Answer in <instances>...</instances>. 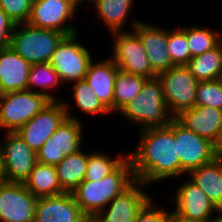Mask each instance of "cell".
<instances>
[{"label": "cell", "instance_id": "obj_1", "mask_svg": "<svg viewBox=\"0 0 222 222\" xmlns=\"http://www.w3.org/2000/svg\"><path fill=\"white\" fill-rule=\"evenodd\" d=\"M140 132L139 145L127 154L135 180L148 186L157 181L181 177L174 119L168 127L147 128Z\"/></svg>", "mask_w": 222, "mask_h": 222}, {"label": "cell", "instance_id": "obj_2", "mask_svg": "<svg viewBox=\"0 0 222 222\" xmlns=\"http://www.w3.org/2000/svg\"><path fill=\"white\" fill-rule=\"evenodd\" d=\"M132 163L127 157L112 173L100 181H83L72 192L81 211L95 218L118 195L135 182Z\"/></svg>", "mask_w": 222, "mask_h": 222}, {"label": "cell", "instance_id": "obj_3", "mask_svg": "<svg viewBox=\"0 0 222 222\" xmlns=\"http://www.w3.org/2000/svg\"><path fill=\"white\" fill-rule=\"evenodd\" d=\"M118 113L133 124H139L140 130L168 127L174 119L166 105L162 84L158 77L146 79L139 94Z\"/></svg>", "mask_w": 222, "mask_h": 222}, {"label": "cell", "instance_id": "obj_4", "mask_svg": "<svg viewBox=\"0 0 222 222\" xmlns=\"http://www.w3.org/2000/svg\"><path fill=\"white\" fill-rule=\"evenodd\" d=\"M64 36L62 32L37 28L28 23L16 24L9 46L30 64L49 63Z\"/></svg>", "mask_w": 222, "mask_h": 222}, {"label": "cell", "instance_id": "obj_5", "mask_svg": "<svg viewBox=\"0 0 222 222\" xmlns=\"http://www.w3.org/2000/svg\"><path fill=\"white\" fill-rule=\"evenodd\" d=\"M50 102L45 95L31 90L3 93L0 98L1 129L16 133Z\"/></svg>", "mask_w": 222, "mask_h": 222}, {"label": "cell", "instance_id": "obj_6", "mask_svg": "<svg viewBox=\"0 0 222 222\" xmlns=\"http://www.w3.org/2000/svg\"><path fill=\"white\" fill-rule=\"evenodd\" d=\"M166 105L175 118L195 106L198 81L186 65L173 66L157 74Z\"/></svg>", "mask_w": 222, "mask_h": 222}, {"label": "cell", "instance_id": "obj_7", "mask_svg": "<svg viewBox=\"0 0 222 222\" xmlns=\"http://www.w3.org/2000/svg\"><path fill=\"white\" fill-rule=\"evenodd\" d=\"M78 34L76 32L65 35L49 61L64 83L84 80L88 67L94 60L89 50L84 45L78 44Z\"/></svg>", "mask_w": 222, "mask_h": 222}, {"label": "cell", "instance_id": "obj_8", "mask_svg": "<svg viewBox=\"0 0 222 222\" xmlns=\"http://www.w3.org/2000/svg\"><path fill=\"white\" fill-rule=\"evenodd\" d=\"M113 35V62L124 72L145 77L155 78L157 74L152 70L146 50L138 36L131 28V31H119L111 33Z\"/></svg>", "mask_w": 222, "mask_h": 222}, {"label": "cell", "instance_id": "obj_9", "mask_svg": "<svg viewBox=\"0 0 222 222\" xmlns=\"http://www.w3.org/2000/svg\"><path fill=\"white\" fill-rule=\"evenodd\" d=\"M0 142L3 177L6 182L24 183L37 164V153L16 133H5Z\"/></svg>", "mask_w": 222, "mask_h": 222}, {"label": "cell", "instance_id": "obj_10", "mask_svg": "<svg viewBox=\"0 0 222 222\" xmlns=\"http://www.w3.org/2000/svg\"><path fill=\"white\" fill-rule=\"evenodd\" d=\"M174 138L181 165V176L212 162L216 156V146L185 128L174 118Z\"/></svg>", "mask_w": 222, "mask_h": 222}, {"label": "cell", "instance_id": "obj_11", "mask_svg": "<svg viewBox=\"0 0 222 222\" xmlns=\"http://www.w3.org/2000/svg\"><path fill=\"white\" fill-rule=\"evenodd\" d=\"M66 118L63 101H51L16 134L37 153Z\"/></svg>", "mask_w": 222, "mask_h": 222}, {"label": "cell", "instance_id": "obj_12", "mask_svg": "<svg viewBox=\"0 0 222 222\" xmlns=\"http://www.w3.org/2000/svg\"><path fill=\"white\" fill-rule=\"evenodd\" d=\"M76 11L77 8L67 0H33L27 23L37 28L71 35L78 30L75 25H68L67 22L75 17Z\"/></svg>", "mask_w": 222, "mask_h": 222}, {"label": "cell", "instance_id": "obj_13", "mask_svg": "<svg viewBox=\"0 0 222 222\" xmlns=\"http://www.w3.org/2000/svg\"><path fill=\"white\" fill-rule=\"evenodd\" d=\"M36 202L24 183H0V222H34Z\"/></svg>", "mask_w": 222, "mask_h": 222}, {"label": "cell", "instance_id": "obj_14", "mask_svg": "<svg viewBox=\"0 0 222 222\" xmlns=\"http://www.w3.org/2000/svg\"><path fill=\"white\" fill-rule=\"evenodd\" d=\"M147 185L135 181L122 194L116 196L95 219L98 222H134L142 208L152 199L142 187ZM107 210V211H106Z\"/></svg>", "mask_w": 222, "mask_h": 222}, {"label": "cell", "instance_id": "obj_15", "mask_svg": "<svg viewBox=\"0 0 222 222\" xmlns=\"http://www.w3.org/2000/svg\"><path fill=\"white\" fill-rule=\"evenodd\" d=\"M131 23L133 30L138 34L146 50L149 64L156 74L169 70L175 66L172 63L167 49V29L165 30L164 27L148 24V22H142L139 19Z\"/></svg>", "mask_w": 222, "mask_h": 222}, {"label": "cell", "instance_id": "obj_16", "mask_svg": "<svg viewBox=\"0 0 222 222\" xmlns=\"http://www.w3.org/2000/svg\"><path fill=\"white\" fill-rule=\"evenodd\" d=\"M173 196L175 210L184 217L198 222H209L220 211L206 194L188 179L178 186Z\"/></svg>", "mask_w": 222, "mask_h": 222}, {"label": "cell", "instance_id": "obj_17", "mask_svg": "<svg viewBox=\"0 0 222 222\" xmlns=\"http://www.w3.org/2000/svg\"><path fill=\"white\" fill-rule=\"evenodd\" d=\"M175 119L185 128L206 138L215 146L221 138L222 110L220 109L195 105L193 108L181 112Z\"/></svg>", "mask_w": 222, "mask_h": 222}, {"label": "cell", "instance_id": "obj_18", "mask_svg": "<svg viewBox=\"0 0 222 222\" xmlns=\"http://www.w3.org/2000/svg\"><path fill=\"white\" fill-rule=\"evenodd\" d=\"M87 218L70 192L37 198L34 222H84Z\"/></svg>", "mask_w": 222, "mask_h": 222}, {"label": "cell", "instance_id": "obj_19", "mask_svg": "<svg viewBox=\"0 0 222 222\" xmlns=\"http://www.w3.org/2000/svg\"><path fill=\"white\" fill-rule=\"evenodd\" d=\"M31 64L10 46L0 50V92L27 90Z\"/></svg>", "mask_w": 222, "mask_h": 222}, {"label": "cell", "instance_id": "obj_20", "mask_svg": "<svg viewBox=\"0 0 222 222\" xmlns=\"http://www.w3.org/2000/svg\"><path fill=\"white\" fill-rule=\"evenodd\" d=\"M119 68L110 58L100 62H91L84 80L94 89L95 95L112 113L114 83Z\"/></svg>", "mask_w": 222, "mask_h": 222}, {"label": "cell", "instance_id": "obj_21", "mask_svg": "<svg viewBox=\"0 0 222 222\" xmlns=\"http://www.w3.org/2000/svg\"><path fill=\"white\" fill-rule=\"evenodd\" d=\"M188 176L212 204L222 211V158L216 157L212 162L190 171Z\"/></svg>", "mask_w": 222, "mask_h": 222}, {"label": "cell", "instance_id": "obj_22", "mask_svg": "<svg viewBox=\"0 0 222 222\" xmlns=\"http://www.w3.org/2000/svg\"><path fill=\"white\" fill-rule=\"evenodd\" d=\"M24 184L36 198L65 193L61 188L56 167L40 162H37Z\"/></svg>", "mask_w": 222, "mask_h": 222}, {"label": "cell", "instance_id": "obj_23", "mask_svg": "<svg viewBox=\"0 0 222 222\" xmlns=\"http://www.w3.org/2000/svg\"><path fill=\"white\" fill-rule=\"evenodd\" d=\"M95 12L107 26V30L114 32L124 31L125 23L134 8V0H91Z\"/></svg>", "mask_w": 222, "mask_h": 222}, {"label": "cell", "instance_id": "obj_24", "mask_svg": "<svg viewBox=\"0 0 222 222\" xmlns=\"http://www.w3.org/2000/svg\"><path fill=\"white\" fill-rule=\"evenodd\" d=\"M88 163V154L81 149L66 156L55 167L61 188L65 192H72L84 181Z\"/></svg>", "mask_w": 222, "mask_h": 222}, {"label": "cell", "instance_id": "obj_25", "mask_svg": "<svg viewBox=\"0 0 222 222\" xmlns=\"http://www.w3.org/2000/svg\"><path fill=\"white\" fill-rule=\"evenodd\" d=\"M186 66L198 82L222 78V42L214 49L192 57Z\"/></svg>", "mask_w": 222, "mask_h": 222}, {"label": "cell", "instance_id": "obj_26", "mask_svg": "<svg viewBox=\"0 0 222 222\" xmlns=\"http://www.w3.org/2000/svg\"><path fill=\"white\" fill-rule=\"evenodd\" d=\"M70 103L63 102L66 109L67 118L61 123L57 129L58 144L61 152L66 156L76 153L81 148L83 142V125L79 118L71 115Z\"/></svg>", "mask_w": 222, "mask_h": 222}, {"label": "cell", "instance_id": "obj_27", "mask_svg": "<svg viewBox=\"0 0 222 222\" xmlns=\"http://www.w3.org/2000/svg\"><path fill=\"white\" fill-rule=\"evenodd\" d=\"M60 83H63L60 76L49 63L31 64L27 90L45 95L51 101H58L56 95H53L54 93H51L50 90H54V88L56 90ZM34 87H41L42 90L35 91Z\"/></svg>", "mask_w": 222, "mask_h": 222}, {"label": "cell", "instance_id": "obj_28", "mask_svg": "<svg viewBox=\"0 0 222 222\" xmlns=\"http://www.w3.org/2000/svg\"><path fill=\"white\" fill-rule=\"evenodd\" d=\"M145 80V77L118 70L114 83L113 113L139 94Z\"/></svg>", "mask_w": 222, "mask_h": 222}, {"label": "cell", "instance_id": "obj_29", "mask_svg": "<svg viewBox=\"0 0 222 222\" xmlns=\"http://www.w3.org/2000/svg\"><path fill=\"white\" fill-rule=\"evenodd\" d=\"M185 34L191 56L195 57L204 52L214 49L222 42V35L219 31H213L199 26L181 27Z\"/></svg>", "mask_w": 222, "mask_h": 222}, {"label": "cell", "instance_id": "obj_30", "mask_svg": "<svg viewBox=\"0 0 222 222\" xmlns=\"http://www.w3.org/2000/svg\"><path fill=\"white\" fill-rule=\"evenodd\" d=\"M72 95L75 106L85 114L107 115L111 112L102 104L95 95L94 89L85 81L80 80L72 84Z\"/></svg>", "mask_w": 222, "mask_h": 222}, {"label": "cell", "instance_id": "obj_31", "mask_svg": "<svg viewBox=\"0 0 222 222\" xmlns=\"http://www.w3.org/2000/svg\"><path fill=\"white\" fill-rule=\"evenodd\" d=\"M128 155H118L116 158L110 157L107 153H88L87 170L84 181H100L112 173Z\"/></svg>", "mask_w": 222, "mask_h": 222}, {"label": "cell", "instance_id": "obj_32", "mask_svg": "<svg viewBox=\"0 0 222 222\" xmlns=\"http://www.w3.org/2000/svg\"><path fill=\"white\" fill-rule=\"evenodd\" d=\"M167 49L175 66L187 65L192 58L186 34L179 27L173 31L168 30Z\"/></svg>", "mask_w": 222, "mask_h": 222}, {"label": "cell", "instance_id": "obj_33", "mask_svg": "<svg viewBox=\"0 0 222 222\" xmlns=\"http://www.w3.org/2000/svg\"><path fill=\"white\" fill-rule=\"evenodd\" d=\"M195 105L222 110V78L198 82Z\"/></svg>", "mask_w": 222, "mask_h": 222}, {"label": "cell", "instance_id": "obj_34", "mask_svg": "<svg viewBox=\"0 0 222 222\" xmlns=\"http://www.w3.org/2000/svg\"><path fill=\"white\" fill-rule=\"evenodd\" d=\"M33 0H0V8L15 24L27 23L31 13Z\"/></svg>", "mask_w": 222, "mask_h": 222}, {"label": "cell", "instance_id": "obj_35", "mask_svg": "<svg viewBox=\"0 0 222 222\" xmlns=\"http://www.w3.org/2000/svg\"><path fill=\"white\" fill-rule=\"evenodd\" d=\"M65 157L66 155L64 152H61L59 149L58 135L56 130L37 152V161L43 164L56 166Z\"/></svg>", "mask_w": 222, "mask_h": 222}, {"label": "cell", "instance_id": "obj_36", "mask_svg": "<svg viewBox=\"0 0 222 222\" xmlns=\"http://www.w3.org/2000/svg\"><path fill=\"white\" fill-rule=\"evenodd\" d=\"M153 198L138 213L134 222H165L166 209H162L156 205Z\"/></svg>", "mask_w": 222, "mask_h": 222}, {"label": "cell", "instance_id": "obj_37", "mask_svg": "<svg viewBox=\"0 0 222 222\" xmlns=\"http://www.w3.org/2000/svg\"><path fill=\"white\" fill-rule=\"evenodd\" d=\"M15 26L14 21L0 8V50L9 47Z\"/></svg>", "mask_w": 222, "mask_h": 222}, {"label": "cell", "instance_id": "obj_38", "mask_svg": "<svg viewBox=\"0 0 222 222\" xmlns=\"http://www.w3.org/2000/svg\"><path fill=\"white\" fill-rule=\"evenodd\" d=\"M165 222H198L195 220H191L190 218L184 217L179 212L174 210L170 212L166 210V221Z\"/></svg>", "mask_w": 222, "mask_h": 222}, {"label": "cell", "instance_id": "obj_39", "mask_svg": "<svg viewBox=\"0 0 222 222\" xmlns=\"http://www.w3.org/2000/svg\"><path fill=\"white\" fill-rule=\"evenodd\" d=\"M216 156L218 158H222V135L218 144L216 145Z\"/></svg>", "mask_w": 222, "mask_h": 222}, {"label": "cell", "instance_id": "obj_40", "mask_svg": "<svg viewBox=\"0 0 222 222\" xmlns=\"http://www.w3.org/2000/svg\"><path fill=\"white\" fill-rule=\"evenodd\" d=\"M209 222H222V211H220L214 218H212Z\"/></svg>", "mask_w": 222, "mask_h": 222}, {"label": "cell", "instance_id": "obj_41", "mask_svg": "<svg viewBox=\"0 0 222 222\" xmlns=\"http://www.w3.org/2000/svg\"><path fill=\"white\" fill-rule=\"evenodd\" d=\"M69 1L73 6H75L78 9V6L82 3L84 0H67ZM89 3H91V0H87Z\"/></svg>", "mask_w": 222, "mask_h": 222}, {"label": "cell", "instance_id": "obj_42", "mask_svg": "<svg viewBox=\"0 0 222 222\" xmlns=\"http://www.w3.org/2000/svg\"><path fill=\"white\" fill-rule=\"evenodd\" d=\"M3 170H2V160H1V151H0V183L4 182Z\"/></svg>", "mask_w": 222, "mask_h": 222}, {"label": "cell", "instance_id": "obj_43", "mask_svg": "<svg viewBox=\"0 0 222 222\" xmlns=\"http://www.w3.org/2000/svg\"><path fill=\"white\" fill-rule=\"evenodd\" d=\"M84 222H98L95 218L88 217Z\"/></svg>", "mask_w": 222, "mask_h": 222}]
</instances>
